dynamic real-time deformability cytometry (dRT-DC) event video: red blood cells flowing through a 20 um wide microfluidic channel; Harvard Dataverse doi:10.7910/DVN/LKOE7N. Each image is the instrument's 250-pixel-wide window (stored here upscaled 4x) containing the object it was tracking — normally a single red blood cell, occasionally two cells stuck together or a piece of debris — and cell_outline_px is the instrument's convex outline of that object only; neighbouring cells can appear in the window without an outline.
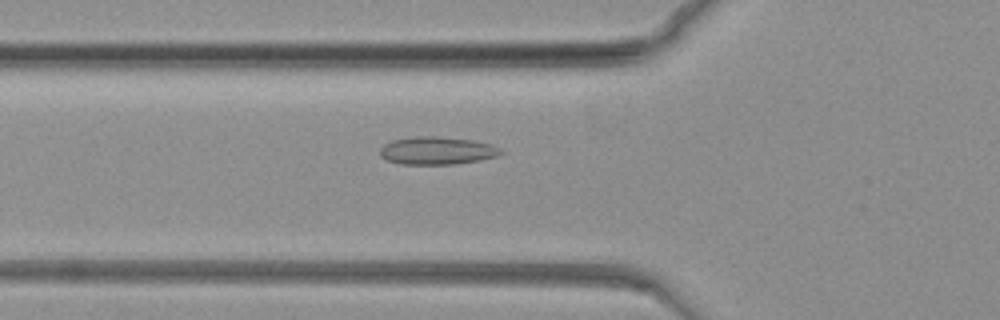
{"species": "common noctule bat (a hibernating species)", "species_latin": "Nyctalus noctula", "temperature_condition": "warm", "stored_images_in_passage": 57, "camera_frame_rate_fps": 3000, "um_per_image_px": 0.085, "animal": {"sex": "female", "body_mass_g": 19.3, "forearm_length_mm": 54.1}, "frame": {"image": 1, "passage_image": 4, "time_ms": 1.0, "image_size_px": [1000, 320], "cell_outline_px": [[504, 152], [496, 156], [480, 160], [456, 164], [400, 164], [388, 160], [380, 156], [380, 148], [384, 144], [392, 140], [420, 136], [436, 136], [472, 140], [492, 144], [500, 148]], "centroid_in_image_um": [37.15, 12.8], "position_along_channel_um": 88.6, "area_um2": 19.54}}
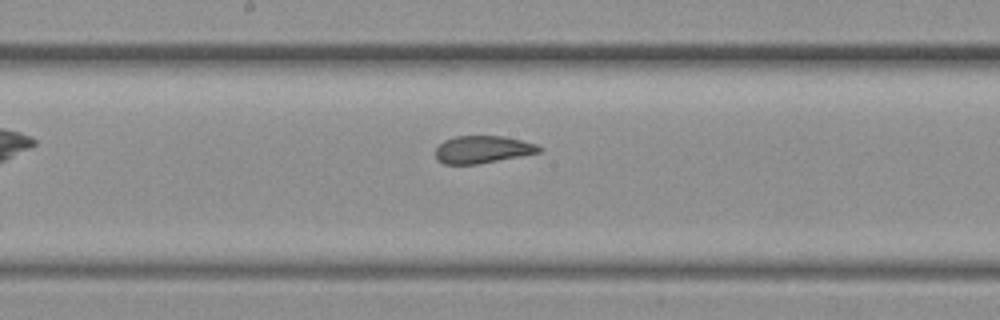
{"frame": {"image": 2, "passage_image": 18, "time_ms": 5.667, "image_size_px": [1000, 320], "cell_outline_px": [[544, 148], [540, 152], [520, 156], [476, 164], [444, 164], [436, 160], [436, 148], [444, 140], [456, 136], [504, 136], [536, 144]], "centroid_in_image_um": [41.01, 12.7], "position_along_channel_um": 207.2, "area_um2": 16.47}}
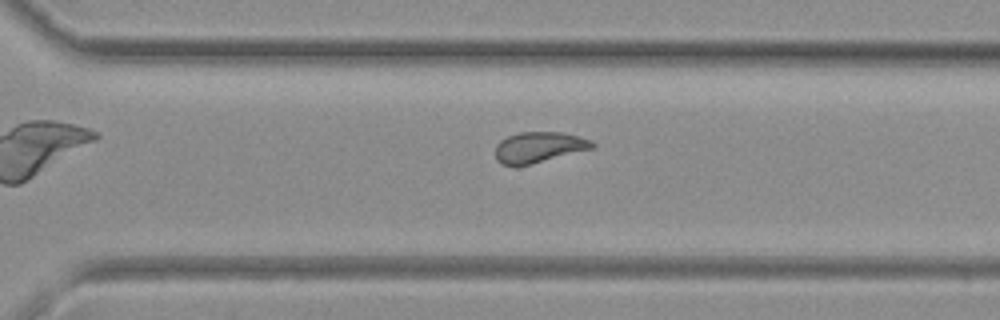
{"frame": {"image": 3, "passage_image": 32, "time_ms": 10.333, "image_size_px": [1000, 320], "cell_outline_px": [[596, 144], [592, 148], [532, 164], [500, 164], [496, 160], [496, 144], [500, 140], [516, 132], [560, 132], [580, 136], [592, 140]], "centroid_in_image_um": [45.8, 12.49], "position_along_channel_um": 324.8, "area_um2": 17.22}}